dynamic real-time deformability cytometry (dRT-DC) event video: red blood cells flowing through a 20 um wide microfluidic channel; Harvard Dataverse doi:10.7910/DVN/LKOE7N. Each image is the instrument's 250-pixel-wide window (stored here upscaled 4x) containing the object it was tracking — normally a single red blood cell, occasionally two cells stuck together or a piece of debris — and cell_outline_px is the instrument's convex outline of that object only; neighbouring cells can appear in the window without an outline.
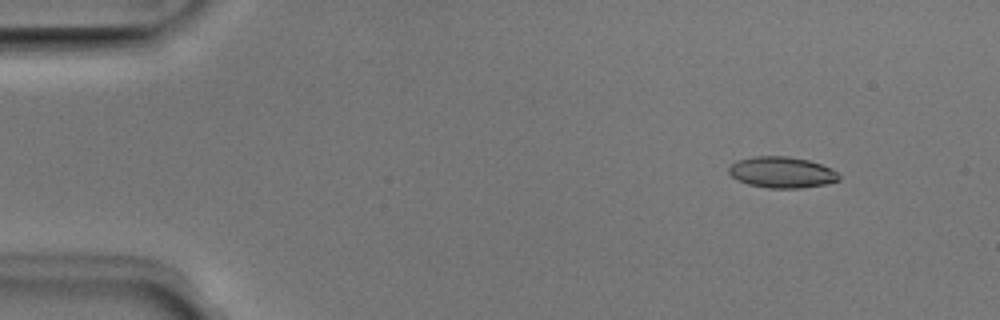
{"species": "Egyptian fruit bat (a non-hibernating species)", "species_latin": "Rousettus aegyptiacus", "temperature_condition": "room temperature", "stored_images_in_passage": 51, "camera_frame_rate_fps": 3000, "um_per_image_px": 0.085, "animal": {"sex": "male"}, "frame": {"image": 1, "passage_image": 6, "time_ms": 1.667, "image_size_px": [1000, 320], "cell_outline_px": [[840, 180], [824, 184], [800, 188], [768, 188], [748, 184], [736, 180], [728, 172], [728, 168], [736, 160], [756, 156], [788, 156], [808, 160], [832, 168], [840, 176]], "centroid_in_image_um": [66.44, 14.64], "position_along_channel_um": 18.6, "area_um2": 20.0}}
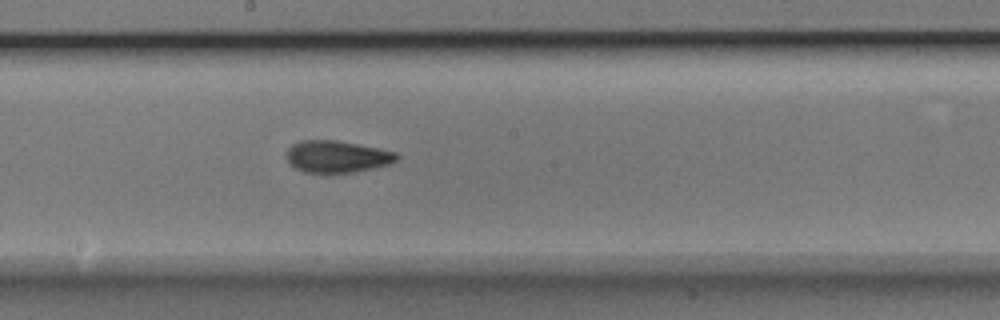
{"frame": {"image": 2, "passage_image": 28, "time_ms": 9.0, "image_size_px": [1000, 320], "cell_outline_px": [[400, 160], [392, 164], [376, 168], [356, 172], [304, 172], [296, 168], [288, 160], [288, 148], [292, 144], [300, 140], [336, 140], [380, 148], [396, 152], [400, 156]], "centroid_in_image_um": [28.74, 13.3], "position_along_channel_um": 219.5, "area_um2": 20.63}}
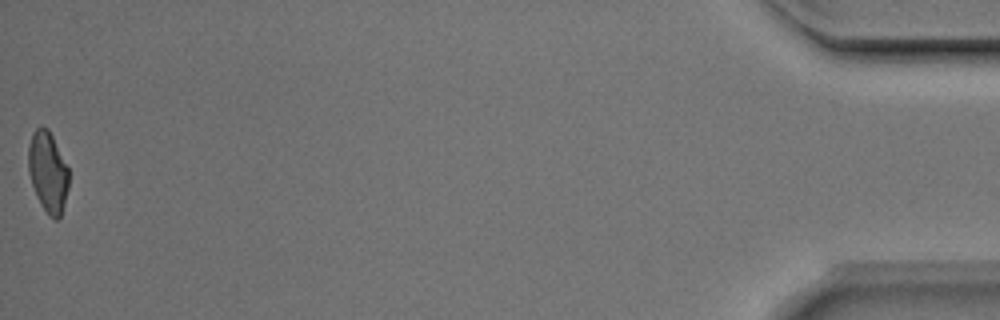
{"frame": {"image": 3, "passage_image": 51, "time_ms": 16.667, "image_size_px": [1000, 320], "cell_outline_px": [[68, 188], [64, 204], [60, 216], [56, 220], [48, 216], [40, 204], [36, 196], [28, 172], [28, 144], [32, 132], [36, 128], [48, 128], [68, 168]], "centroid_in_image_um": [4.05, 14.63], "position_along_channel_um": 431.2, "area_um2": 18.96}, "authors_computed_cell_mechanics": {"area_um2": 20.1144, "velocity_mm_per_s": 4.0221, "shape_relaxation_time_tau1_ms": 3.8772, "shape_relaxation_time_tau2_ms": 1.8141, "deformation_change_tau1": 0.124, "deformation_change_tau2": 0.067}}